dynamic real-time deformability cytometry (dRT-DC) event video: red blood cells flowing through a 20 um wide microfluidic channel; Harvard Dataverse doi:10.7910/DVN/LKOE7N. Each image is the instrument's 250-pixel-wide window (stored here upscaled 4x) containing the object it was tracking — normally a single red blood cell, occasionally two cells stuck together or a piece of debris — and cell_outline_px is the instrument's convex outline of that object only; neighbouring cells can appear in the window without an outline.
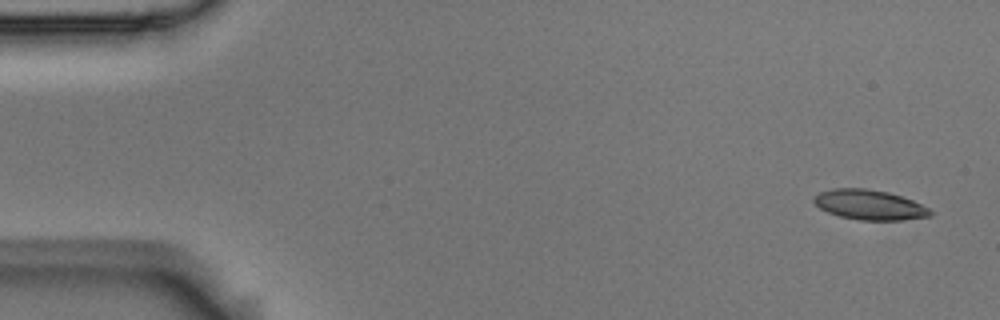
{"species": "Egyptian fruit bat (a non-hibernating species)", "species_latin": "Rousettus aegyptiacus", "temperature_condition": "room temperature", "stored_images_in_passage": 5, "camera_frame_rate_fps": 3000, "um_per_image_px": 0.085, "animal": {"sex": "male"}, "frame": {"image": 1, "passage_image": 1, "time_ms": 0.0, "image_size_px": [1000, 320], "cell_outline_px": [[932, 216], [904, 220], [860, 220], [840, 216], [828, 212], [820, 208], [812, 200], [820, 192], [832, 188], [864, 188], [888, 192], [912, 200], [928, 208], [932, 212]], "centroid_in_image_um": [73.91, 17.41], "position_along_channel_um": 11.1, "area_um2": 20.17}}
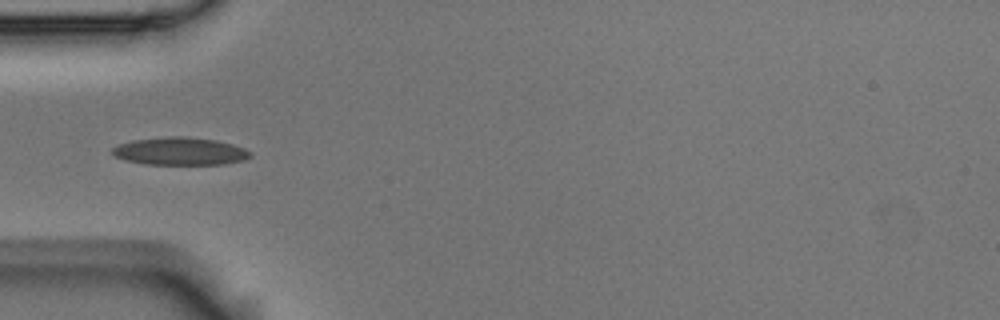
{"frame": {"image": 2, "passage_image": 5, "time_ms": 1.333, "image_size_px": [1000, 320], "cell_outline_px": [[252, 156], [244, 160], [224, 164], [144, 164], [124, 160], [112, 156], [112, 148], [120, 144], [132, 140], [172, 136], [184, 136], [216, 140], [232, 144], [244, 148], [252, 152]], "centroid_in_image_um": [15.3, 12.86], "position_along_channel_um": 69.7, "area_um2": 22.37}}